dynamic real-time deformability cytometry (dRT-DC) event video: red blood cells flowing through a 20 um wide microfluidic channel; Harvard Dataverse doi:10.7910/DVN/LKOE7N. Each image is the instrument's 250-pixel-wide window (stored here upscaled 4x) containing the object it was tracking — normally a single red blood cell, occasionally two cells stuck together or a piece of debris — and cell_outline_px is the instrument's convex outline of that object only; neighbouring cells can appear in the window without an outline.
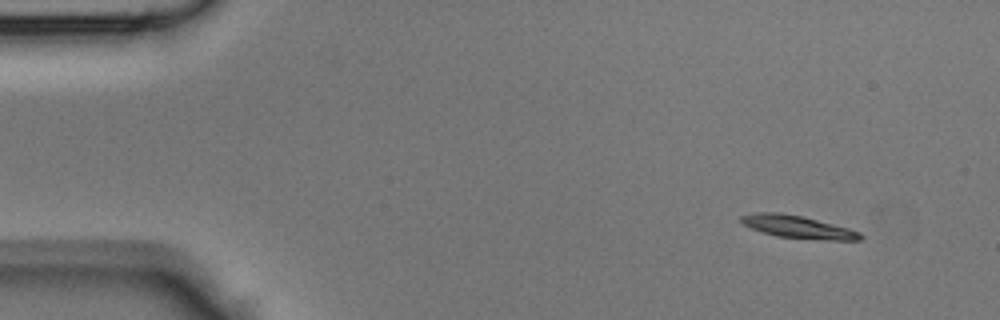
{"species": "Egyptian fruit bat (a non-hibernating species)", "species_latin": "Rousettus aegyptiacus", "temperature_condition": "room temperature", "stored_images_in_passage": 41, "camera_frame_rate_fps": 3000, "um_per_image_px": 0.085, "animal": {"sex": "male"}, "frame": {"image": 1, "passage_image": 1, "time_ms": 0.0, "image_size_px": [1000, 320], "cell_outline_px": [[864, 236], [860, 240], [828, 240], [776, 236], [752, 228], [744, 224], [740, 220], [740, 216], [756, 212], [780, 212], [800, 216], [848, 228], [860, 232]], "centroid_in_image_um": [67.82, 19.28], "position_along_channel_um": 17.2, "area_um2": 15.37}}
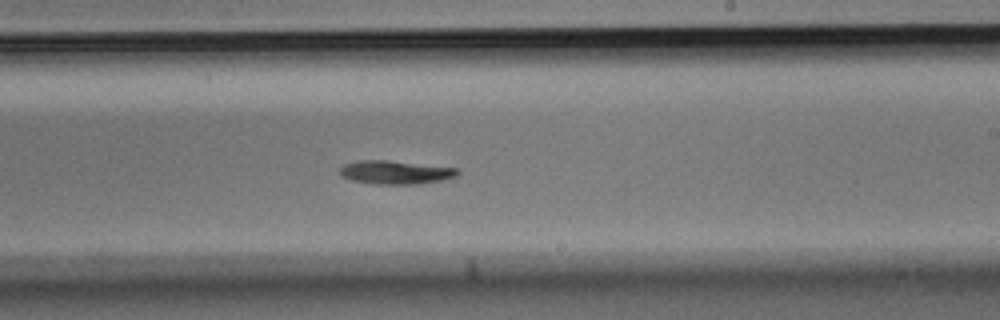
{"frame": {"image": 2, "passage_image": 23, "time_ms": 7.333, "image_size_px": [1000, 320], "cell_outline_px": [[460, 172], [456, 176], [440, 180], [420, 184], [376, 184], [352, 180], [340, 176], [340, 168], [344, 164], [360, 160], [388, 160], [456, 168]], "centroid_in_image_um": [33.58, 14.65], "position_along_channel_um": 255.4, "area_um2": 16.01}}
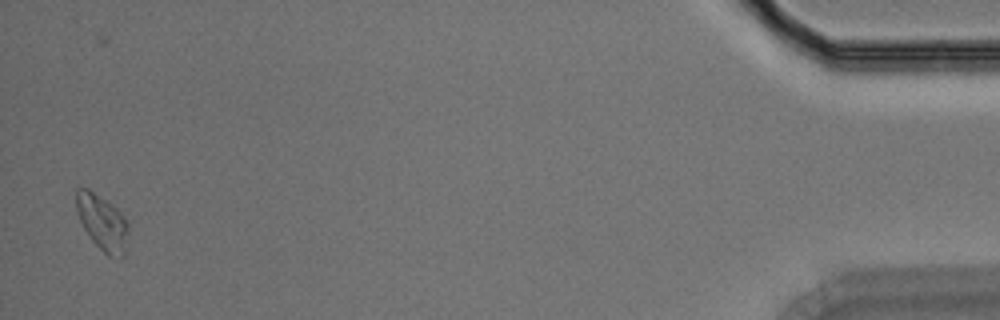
{"frame": {"image": 3, "passage_image": 40, "time_ms": 13.0, "image_size_px": [1000, 320], "cell_outline_px": [[128, 232], [124, 256], [108, 256], [88, 236], [76, 212], [76, 188], [88, 188], [108, 200], [128, 220]], "centroid_in_image_um": [8.69, 18.87], "position_along_channel_um": 426.5, "area_um2": 16.94}}